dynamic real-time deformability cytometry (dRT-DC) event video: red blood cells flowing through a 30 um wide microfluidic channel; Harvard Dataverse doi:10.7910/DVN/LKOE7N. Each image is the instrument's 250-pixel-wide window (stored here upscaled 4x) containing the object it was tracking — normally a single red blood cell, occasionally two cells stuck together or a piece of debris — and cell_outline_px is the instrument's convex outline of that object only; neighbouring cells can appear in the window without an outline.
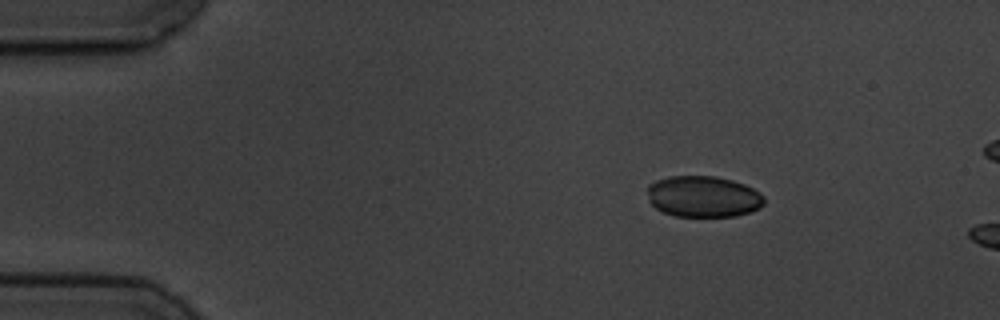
{"species": "common noctule bat (a hibernating species)", "species_latin": "Nyctalus noctula", "temperature_condition": "cold", "stored_images_in_passage": 4, "camera_frame_rate_fps": 3000, "um_per_image_px": 0.085, "animal": {"sex": "male", "body_mass_g": 19.5, "forearm_length_mm": 54.6}, "frame": {"image": 1, "passage_image": 3, "time_ms": 2.333, "image_size_px": [1000, 320], "cell_outline_px": [[764, 204], [760, 208], [736, 216], [676, 216], [664, 212], [656, 208], [648, 200], [648, 184], [656, 180], [668, 176], [716, 176], [732, 180], [744, 184], [760, 192], [764, 196]], "centroid_in_image_um": [59.78, 16.7], "position_along_channel_um": 25.2, "area_um2": 28.15}}